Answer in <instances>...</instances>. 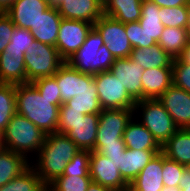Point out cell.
Instances as JSON below:
<instances>
[{
  "label": "cell",
  "instance_id": "cell-33",
  "mask_svg": "<svg viewBox=\"0 0 190 191\" xmlns=\"http://www.w3.org/2000/svg\"><path fill=\"white\" fill-rule=\"evenodd\" d=\"M159 17L164 27L187 28L189 23V9L188 6L160 8Z\"/></svg>",
  "mask_w": 190,
  "mask_h": 191
},
{
  "label": "cell",
  "instance_id": "cell-49",
  "mask_svg": "<svg viewBox=\"0 0 190 191\" xmlns=\"http://www.w3.org/2000/svg\"><path fill=\"white\" fill-rule=\"evenodd\" d=\"M161 191H181V189L178 186H171V187L163 186Z\"/></svg>",
  "mask_w": 190,
  "mask_h": 191
},
{
  "label": "cell",
  "instance_id": "cell-24",
  "mask_svg": "<svg viewBox=\"0 0 190 191\" xmlns=\"http://www.w3.org/2000/svg\"><path fill=\"white\" fill-rule=\"evenodd\" d=\"M62 20L57 8L50 6L40 16L35 29L31 31L35 40L56 46L59 25Z\"/></svg>",
  "mask_w": 190,
  "mask_h": 191
},
{
  "label": "cell",
  "instance_id": "cell-36",
  "mask_svg": "<svg viewBox=\"0 0 190 191\" xmlns=\"http://www.w3.org/2000/svg\"><path fill=\"white\" fill-rule=\"evenodd\" d=\"M90 151L79 150L68 162L64 174L61 176H90Z\"/></svg>",
  "mask_w": 190,
  "mask_h": 191
},
{
  "label": "cell",
  "instance_id": "cell-32",
  "mask_svg": "<svg viewBox=\"0 0 190 191\" xmlns=\"http://www.w3.org/2000/svg\"><path fill=\"white\" fill-rule=\"evenodd\" d=\"M15 89L14 84L0 83V132L2 134L16 113Z\"/></svg>",
  "mask_w": 190,
  "mask_h": 191
},
{
  "label": "cell",
  "instance_id": "cell-35",
  "mask_svg": "<svg viewBox=\"0 0 190 191\" xmlns=\"http://www.w3.org/2000/svg\"><path fill=\"white\" fill-rule=\"evenodd\" d=\"M124 29L132 48H147L157 43L142 29L138 21L124 24Z\"/></svg>",
  "mask_w": 190,
  "mask_h": 191
},
{
  "label": "cell",
  "instance_id": "cell-52",
  "mask_svg": "<svg viewBox=\"0 0 190 191\" xmlns=\"http://www.w3.org/2000/svg\"><path fill=\"white\" fill-rule=\"evenodd\" d=\"M104 1V0H102ZM63 0H52V2L50 3V6H53L55 8H57L60 4H62Z\"/></svg>",
  "mask_w": 190,
  "mask_h": 191
},
{
  "label": "cell",
  "instance_id": "cell-13",
  "mask_svg": "<svg viewBox=\"0 0 190 191\" xmlns=\"http://www.w3.org/2000/svg\"><path fill=\"white\" fill-rule=\"evenodd\" d=\"M158 100L179 129L190 128V93L172 84Z\"/></svg>",
  "mask_w": 190,
  "mask_h": 191
},
{
  "label": "cell",
  "instance_id": "cell-41",
  "mask_svg": "<svg viewBox=\"0 0 190 191\" xmlns=\"http://www.w3.org/2000/svg\"><path fill=\"white\" fill-rule=\"evenodd\" d=\"M15 25L6 13H0V54L10 42Z\"/></svg>",
  "mask_w": 190,
  "mask_h": 191
},
{
  "label": "cell",
  "instance_id": "cell-45",
  "mask_svg": "<svg viewBox=\"0 0 190 191\" xmlns=\"http://www.w3.org/2000/svg\"><path fill=\"white\" fill-rule=\"evenodd\" d=\"M178 187L181 191H190V167H186L179 179Z\"/></svg>",
  "mask_w": 190,
  "mask_h": 191
},
{
  "label": "cell",
  "instance_id": "cell-12",
  "mask_svg": "<svg viewBox=\"0 0 190 191\" xmlns=\"http://www.w3.org/2000/svg\"><path fill=\"white\" fill-rule=\"evenodd\" d=\"M90 177L92 181L110 189L129 186L120 174L116 159L90 151Z\"/></svg>",
  "mask_w": 190,
  "mask_h": 191
},
{
  "label": "cell",
  "instance_id": "cell-27",
  "mask_svg": "<svg viewBox=\"0 0 190 191\" xmlns=\"http://www.w3.org/2000/svg\"><path fill=\"white\" fill-rule=\"evenodd\" d=\"M60 88L61 102L65 103L77 96L81 90V72L65 62L54 74Z\"/></svg>",
  "mask_w": 190,
  "mask_h": 191
},
{
  "label": "cell",
  "instance_id": "cell-11",
  "mask_svg": "<svg viewBox=\"0 0 190 191\" xmlns=\"http://www.w3.org/2000/svg\"><path fill=\"white\" fill-rule=\"evenodd\" d=\"M99 114H85L76 122H58L57 132L66 134L81 150L92 151L97 137Z\"/></svg>",
  "mask_w": 190,
  "mask_h": 191
},
{
  "label": "cell",
  "instance_id": "cell-47",
  "mask_svg": "<svg viewBox=\"0 0 190 191\" xmlns=\"http://www.w3.org/2000/svg\"><path fill=\"white\" fill-rule=\"evenodd\" d=\"M16 0H0V13H6Z\"/></svg>",
  "mask_w": 190,
  "mask_h": 191
},
{
  "label": "cell",
  "instance_id": "cell-25",
  "mask_svg": "<svg viewBox=\"0 0 190 191\" xmlns=\"http://www.w3.org/2000/svg\"><path fill=\"white\" fill-rule=\"evenodd\" d=\"M143 0H104L103 14L123 24L137 22L141 18Z\"/></svg>",
  "mask_w": 190,
  "mask_h": 191
},
{
  "label": "cell",
  "instance_id": "cell-34",
  "mask_svg": "<svg viewBox=\"0 0 190 191\" xmlns=\"http://www.w3.org/2000/svg\"><path fill=\"white\" fill-rule=\"evenodd\" d=\"M91 181L90 176H60L48 187L50 191H87Z\"/></svg>",
  "mask_w": 190,
  "mask_h": 191
},
{
  "label": "cell",
  "instance_id": "cell-28",
  "mask_svg": "<svg viewBox=\"0 0 190 191\" xmlns=\"http://www.w3.org/2000/svg\"><path fill=\"white\" fill-rule=\"evenodd\" d=\"M30 164L23 155L3 148L0 152V187L20 175Z\"/></svg>",
  "mask_w": 190,
  "mask_h": 191
},
{
  "label": "cell",
  "instance_id": "cell-4",
  "mask_svg": "<svg viewBox=\"0 0 190 191\" xmlns=\"http://www.w3.org/2000/svg\"><path fill=\"white\" fill-rule=\"evenodd\" d=\"M114 60L101 35L93 27L83 45L66 62L79 72L94 76L109 71Z\"/></svg>",
  "mask_w": 190,
  "mask_h": 191
},
{
  "label": "cell",
  "instance_id": "cell-56",
  "mask_svg": "<svg viewBox=\"0 0 190 191\" xmlns=\"http://www.w3.org/2000/svg\"><path fill=\"white\" fill-rule=\"evenodd\" d=\"M45 1H47L49 4L52 2V0H45Z\"/></svg>",
  "mask_w": 190,
  "mask_h": 191
},
{
  "label": "cell",
  "instance_id": "cell-50",
  "mask_svg": "<svg viewBox=\"0 0 190 191\" xmlns=\"http://www.w3.org/2000/svg\"><path fill=\"white\" fill-rule=\"evenodd\" d=\"M109 191H132L130 185L129 186H125L122 188H113V189H109Z\"/></svg>",
  "mask_w": 190,
  "mask_h": 191
},
{
  "label": "cell",
  "instance_id": "cell-14",
  "mask_svg": "<svg viewBox=\"0 0 190 191\" xmlns=\"http://www.w3.org/2000/svg\"><path fill=\"white\" fill-rule=\"evenodd\" d=\"M109 71L122 83L135 101L142 100L141 77L144 69L141 65H136L129 57L115 58Z\"/></svg>",
  "mask_w": 190,
  "mask_h": 191
},
{
  "label": "cell",
  "instance_id": "cell-21",
  "mask_svg": "<svg viewBox=\"0 0 190 191\" xmlns=\"http://www.w3.org/2000/svg\"><path fill=\"white\" fill-rule=\"evenodd\" d=\"M129 185L132 191H161L164 186L162 178V151L148 162Z\"/></svg>",
  "mask_w": 190,
  "mask_h": 191
},
{
  "label": "cell",
  "instance_id": "cell-38",
  "mask_svg": "<svg viewBox=\"0 0 190 191\" xmlns=\"http://www.w3.org/2000/svg\"><path fill=\"white\" fill-rule=\"evenodd\" d=\"M32 84L37 88L42 97L45 96L47 99H54V105H62L60 88L54 75L39 78L33 81Z\"/></svg>",
  "mask_w": 190,
  "mask_h": 191
},
{
  "label": "cell",
  "instance_id": "cell-6",
  "mask_svg": "<svg viewBox=\"0 0 190 191\" xmlns=\"http://www.w3.org/2000/svg\"><path fill=\"white\" fill-rule=\"evenodd\" d=\"M136 113H142L140 122L161 146L179 129L158 99L136 101L134 115Z\"/></svg>",
  "mask_w": 190,
  "mask_h": 191
},
{
  "label": "cell",
  "instance_id": "cell-19",
  "mask_svg": "<svg viewBox=\"0 0 190 191\" xmlns=\"http://www.w3.org/2000/svg\"><path fill=\"white\" fill-rule=\"evenodd\" d=\"M162 150H126L116 158L123 179L130 184L148 162Z\"/></svg>",
  "mask_w": 190,
  "mask_h": 191
},
{
  "label": "cell",
  "instance_id": "cell-15",
  "mask_svg": "<svg viewBox=\"0 0 190 191\" xmlns=\"http://www.w3.org/2000/svg\"><path fill=\"white\" fill-rule=\"evenodd\" d=\"M49 7L50 4L45 0H16L6 14L16 27L32 31Z\"/></svg>",
  "mask_w": 190,
  "mask_h": 191
},
{
  "label": "cell",
  "instance_id": "cell-44",
  "mask_svg": "<svg viewBox=\"0 0 190 191\" xmlns=\"http://www.w3.org/2000/svg\"><path fill=\"white\" fill-rule=\"evenodd\" d=\"M161 8H173L177 6H188V0H149Z\"/></svg>",
  "mask_w": 190,
  "mask_h": 191
},
{
  "label": "cell",
  "instance_id": "cell-18",
  "mask_svg": "<svg viewBox=\"0 0 190 191\" xmlns=\"http://www.w3.org/2000/svg\"><path fill=\"white\" fill-rule=\"evenodd\" d=\"M65 103L69 106V110H77L84 115L100 114L102 108L93 75L81 73L80 92Z\"/></svg>",
  "mask_w": 190,
  "mask_h": 191
},
{
  "label": "cell",
  "instance_id": "cell-53",
  "mask_svg": "<svg viewBox=\"0 0 190 191\" xmlns=\"http://www.w3.org/2000/svg\"><path fill=\"white\" fill-rule=\"evenodd\" d=\"M41 191H50L48 186H45Z\"/></svg>",
  "mask_w": 190,
  "mask_h": 191
},
{
  "label": "cell",
  "instance_id": "cell-10",
  "mask_svg": "<svg viewBox=\"0 0 190 191\" xmlns=\"http://www.w3.org/2000/svg\"><path fill=\"white\" fill-rule=\"evenodd\" d=\"M94 28L99 32L104 44L114 58L130 57L133 48L122 22L103 14L94 23Z\"/></svg>",
  "mask_w": 190,
  "mask_h": 191
},
{
  "label": "cell",
  "instance_id": "cell-2",
  "mask_svg": "<svg viewBox=\"0 0 190 191\" xmlns=\"http://www.w3.org/2000/svg\"><path fill=\"white\" fill-rule=\"evenodd\" d=\"M15 95L16 113L28 118L46 135L57 132L61 105L42 97L32 83L17 84Z\"/></svg>",
  "mask_w": 190,
  "mask_h": 191
},
{
  "label": "cell",
  "instance_id": "cell-17",
  "mask_svg": "<svg viewBox=\"0 0 190 191\" xmlns=\"http://www.w3.org/2000/svg\"><path fill=\"white\" fill-rule=\"evenodd\" d=\"M24 56L25 53L16 49H5L0 54V83H27Z\"/></svg>",
  "mask_w": 190,
  "mask_h": 191
},
{
  "label": "cell",
  "instance_id": "cell-20",
  "mask_svg": "<svg viewBox=\"0 0 190 191\" xmlns=\"http://www.w3.org/2000/svg\"><path fill=\"white\" fill-rule=\"evenodd\" d=\"M142 100L158 99L172 84V67L149 68L141 77Z\"/></svg>",
  "mask_w": 190,
  "mask_h": 191
},
{
  "label": "cell",
  "instance_id": "cell-54",
  "mask_svg": "<svg viewBox=\"0 0 190 191\" xmlns=\"http://www.w3.org/2000/svg\"><path fill=\"white\" fill-rule=\"evenodd\" d=\"M3 149V142H0V152Z\"/></svg>",
  "mask_w": 190,
  "mask_h": 191
},
{
  "label": "cell",
  "instance_id": "cell-40",
  "mask_svg": "<svg viewBox=\"0 0 190 191\" xmlns=\"http://www.w3.org/2000/svg\"><path fill=\"white\" fill-rule=\"evenodd\" d=\"M34 40L35 39L30 30L15 26L10 42L6 49L21 50V52L25 53V51L29 50V48L32 46V42Z\"/></svg>",
  "mask_w": 190,
  "mask_h": 191
},
{
  "label": "cell",
  "instance_id": "cell-26",
  "mask_svg": "<svg viewBox=\"0 0 190 191\" xmlns=\"http://www.w3.org/2000/svg\"><path fill=\"white\" fill-rule=\"evenodd\" d=\"M130 59L144 70L149 68L172 67V57L158 43L147 48H133Z\"/></svg>",
  "mask_w": 190,
  "mask_h": 191
},
{
  "label": "cell",
  "instance_id": "cell-23",
  "mask_svg": "<svg viewBox=\"0 0 190 191\" xmlns=\"http://www.w3.org/2000/svg\"><path fill=\"white\" fill-rule=\"evenodd\" d=\"M165 156L190 167V128L178 129L163 145Z\"/></svg>",
  "mask_w": 190,
  "mask_h": 191
},
{
  "label": "cell",
  "instance_id": "cell-46",
  "mask_svg": "<svg viewBox=\"0 0 190 191\" xmlns=\"http://www.w3.org/2000/svg\"><path fill=\"white\" fill-rule=\"evenodd\" d=\"M110 188L106 186H102L101 184H98L94 181H91L89 184L87 191H109Z\"/></svg>",
  "mask_w": 190,
  "mask_h": 191
},
{
  "label": "cell",
  "instance_id": "cell-1",
  "mask_svg": "<svg viewBox=\"0 0 190 191\" xmlns=\"http://www.w3.org/2000/svg\"><path fill=\"white\" fill-rule=\"evenodd\" d=\"M81 150L66 134L58 132L47 134L41 146L36 162L31 166L45 186H49L64 174L68 162Z\"/></svg>",
  "mask_w": 190,
  "mask_h": 191
},
{
  "label": "cell",
  "instance_id": "cell-43",
  "mask_svg": "<svg viewBox=\"0 0 190 191\" xmlns=\"http://www.w3.org/2000/svg\"><path fill=\"white\" fill-rule=\"evenodd\" d=\"M84 114L77 110H69V106L66 103H62L59 108V122H76L83 117Z\"/></svg>",
  "mask_w": 190,
  "mask_h": 191
},
{
  "label": "cell",
  "instance_id": "cell-39",
  "mask_svg": "<svg viewBox=\"0 0 190 191\" xmlns=\"http://www.w3.org/2000/svg\"><path fill=\"white\" fill-rule=\"evenodd\" d=\"M173 85L190 93V64L180 58L172 63Z\"/></svg>",
  "mask_w": 190,
  "mask_h": 191
},
{
  "label": "cell",
  "instance_id": "cell-22",
  "mask_svg": "<svg viewBox=\"0 0 190 191\" xmlns=\"http://www.w3.org/2000/svg\"><path fill=\"white\" fill-rule=\"evenodd\" d=\"M134 117L128 122L123 134L126 148L138 150H162V146L153 137L152 133Z\"/></svg>",
  "mask_w": 190,
  "mask_h": 191
},
{
  "label": "cell",
  "instance_id": "cell-37",
  "mask_svg": "<svg viewBox=\"0 0 190 191\" xmlns=\"http://www.w3.org/2000/svg\"><path fill=\"white\" fill-rule=\"evenodd\" d=\"M186 166L168 159L162 152V178L164 186H178L179 179Z\"/></svg>",
  "mask_w": 190,
  "mask_h": 191
},
{
  "label": "cell",
  "instance_id": "cell-9",
  "mask_svg": "<svg viewBox=\"0 0 190 191\" xmlns=\"http://www.w3.org/2000/svg\"><path fill=\"white\" fill-rule=\"evenodd\" d=\"M93 27L85 21L62 18L55 47L65 62L83 45Z\"/></svg>",
  "mask_w": 190,
  "mask_h": 191
},
{
  "label": "cell",
  "instance_id": "cell-29",
  "mask_svg": "<svg viewBox=\"0 0 190 191\" xmlns=\"http://www.w3.org/2000/svg\"><path fill=\"white\" fill-rule=\"evenodd\" d=\"M158 44L172 59L180 58L188 44L187 28L164 27Z\"/></svg>",
  "mask_w": 190,
  "mask_h": 191
},
{
  "label": "cell",
  "instance_id": "cell-7",
  "mask_svg": "<svg viewBox=\"0 0 190 191\" xmlns=\"http://www.w3.org/2000/svg\"><path fill=\"white\" fill-rule=\"evenodd\" d=\"M93 78L102 110H134L136 101L128 94L126 88L110 71L95 74Z\"/></svg>",
  "mask_w": 190,
  "mask_h": 191
},
{
  "label": "cell",
  "instance_id": "cell-48",
  "mask_svg": "<svg viewBox=\"0 0 190 191\" xmlns=\"http://www.w3.org/2000/svg\"><path fill=\"white\" fill-rule=\"evenodd\" d=\"M180 59L183 62L190 64V43H188L187 46L185 47L183 54L181 55Z\"/></svg>",
  "mask_w": 190,
  "mask_h": 191
},
{
  "label": "cell",
  "instance_id": "cell-31",
  "mask_svg": "<svg viewBox=\"0 0 190 191\" xmlns=\"http://www.w3.org/2000/svg\"><path fill=\"white\" fill-rule=\"evenodd\" d=\"M45 185L30 165L20 175L0 187V191H41Z\"/></svg>",
  "mask_w": 190,
  "mask_h": 191
},
{
  "label": "cell",
  "instance_id": "cell-8",
  "mask_svg": "<svg viewBox=\"0 0 190 191\" xmlns=\"http://www.w3.org/2000/svg\"><path fill=\"white\" fill-rule=\"evenodd\" d=\"M132 117H137L134 115V110H102L99 114L97 137L92 151H96L103 144L124 142L123 134Z\"/></svg>",
  "mask_w": 190,
  "mask_h": 191
},
{
  "label": "cell",
  "instance_id": "cell-30",
  "mask_svg": "<svg viewBox=\"0 0 190 191\" xmlns=\"http://www.w3.org/2000/svg\"><path fill=\"white\" fill-rule=\"evenodd\" d=\"M160 8L149 0H143L141 4V18L138 21L142 29L157 43L164 29L159 17Z\"/></svg>",
  "mask_w": 190,
  "mask_h": 191
},
{
  "label": "cell",
  "instance_id": "cell-55",
  "mask_svg": "<svg viewBox=\"0 0 190 191\" xmlns=\"http://www.w3.org/2000/svg\"><path fill=\"white\" fill-rule=\"evenodd\" d=\"M0 142H3L2 133L0 132Z\"/></svg>",
  "mask_w": 190,
  "mask_h": 191
},
{
  "label": "cell",
  "instance_id": "cell-3",
  "mask_svg": "<svg viewBox=\"0 0 190 191\" xmlns=\"http://www.w3.org/2000/svg\"><path fill=\"white\" fill-rule=\"evenodd\" d=\"M45 136L46 134L28 118L15 113L2 134L3 148L23 155L31 162L29 157L31 154L37 156Z\"/></svg>",
  "mask_w": 190,
  "mask_h": 191
},
{
  "label": "cell",
  "instance_id": "cell-5",
  "mask_svg": "<svg viewBox=\"0 0 190 191\" xmlns=\"http://www.w3.org/2000/svg\"><path fill=\"white\" fill-rule=\"evenodd\" d=\"M24 62L27 83L53 76L65 63L55 46L37 40H34L29 50L25 51Z\"/></svg>",
  "mask_w": 190,
  "mask_h": 191
},
{
  "label": "cell",
  "instance_id": "cell-51",
  "mask_svg": "<svg viewBox=\"0 0 190 191\" xmlns=\"http://www.w3.org/2000/svg\"><path fill=\"white\" fill-rule=\"evenodd\" d=\"M188 9H189V23L187 26V40H188V43H190V5H188Z\"/></svg>",
  "mask_w": 190,
  "mask_h": 191
},
{
  "label": "cell",
  "instance_id": "cell-16",
  "mask_svg": "<svg viewBox=\"0 0 190 191\" xmlns=\"http://www.w3.org/2000/svg\"><path fill=\"white\" fill-rule=\"evenodd\" d=\"M57 10L63 19L80 20L94 24L103 15V1L63 0Z\"/></svg>",
  "mask_w": 190,
  "mask_h": 191
},
{
  "label": "cell",
  "instance_id": "cell-42",
  "mask_svg": "<svg viewBox=\"0 0 190 191\" xmlns=\"http://www.w3.org/2000/svg\"><path fill=\"white\" fill-rule=\"evenodd\" d=\"M125 150H126L125 143L117 142V143H111V144H103L96 150V152L106 157L116 159Z\"/></svg>",
  "mask_w": 190,
  "mask_h": 191
}]
</instances>
